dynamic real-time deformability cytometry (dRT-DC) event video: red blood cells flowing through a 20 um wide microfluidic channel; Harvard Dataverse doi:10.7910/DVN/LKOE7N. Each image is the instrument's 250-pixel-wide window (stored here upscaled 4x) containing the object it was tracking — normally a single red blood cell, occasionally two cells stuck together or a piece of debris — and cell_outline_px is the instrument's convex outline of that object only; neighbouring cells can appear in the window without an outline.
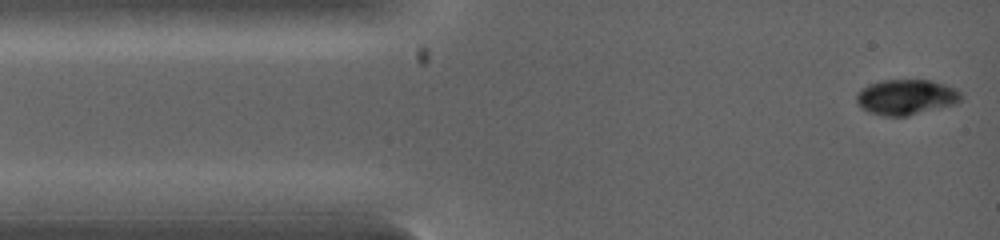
{"species": "common noctule bat (a hibernating species)", "species_latin": "Nyctalus noctula", "temperature_condition": "warm", "stored_images_in_passage": 42, "camera_frame_rate_fps": 5000, "um_per_image_px": 0.085, "animal": {"sex": "female", "body_mass_g": 19.0, "forearm_length_mm": 53.3}, "frame": {"image": 1, "passage_image": 1, "time_ms": 0.0, "image_size_px": [1000, 240], "cell_outline_px": [[960, 100], [952, 104], [908, 116], [884, 116], [868, 112], [860, 108], [856, 100], [856, 92], [860, 88], [868, 84], [880, 80], [932, 80], [956, 88], [960, 92]], "centroid_in_image_um": [76.94, 8.24], "position_along_channel_um": 8.1, "area_um2": 21.62}}
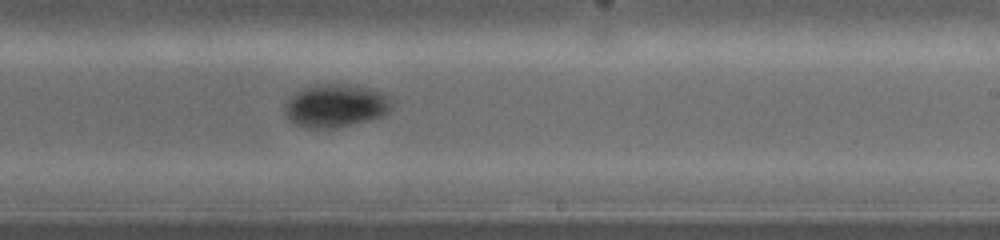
{"frame": {"image": 2, "passage_image": 23, "time_ms": 5.4, "image_size_px": [1000, 240], "cell_outline_px": [[392, 108], [384, 116], [336, 128], [304, 128], [292, 124], [288, 120], [284, 112], [284, 104], [292, 96], [308, 88], [356, 88], [376, 92], [384, 96], [392, 104]], "centroid_in_image_um": [28.46, 9.12], "position_along_channel_um": 260.5, "area_um2": 25.03}}
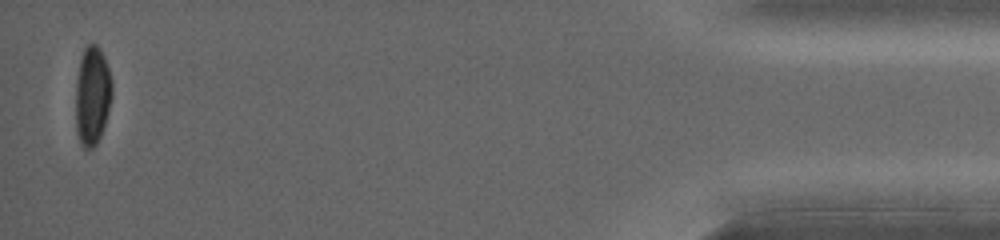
{"frame": {"image": 3, "passage_image": 42, "time_ms": 10.0, "image_size_px": [1000, 240], "cell_outline_px": [[112, 96], [108, 112], [100, 136], [96, 144], [92, 148], [84, 148], [80, 144], [76, 128], [76, 80], [80, 60], [84, 48], [92, 40], [100, 48], [104, 56], [112, 80]], "centroid_in_image_um": [7.84, 8.09], "position_along_channel_um": 427.4, "area_um2": 21.04}}